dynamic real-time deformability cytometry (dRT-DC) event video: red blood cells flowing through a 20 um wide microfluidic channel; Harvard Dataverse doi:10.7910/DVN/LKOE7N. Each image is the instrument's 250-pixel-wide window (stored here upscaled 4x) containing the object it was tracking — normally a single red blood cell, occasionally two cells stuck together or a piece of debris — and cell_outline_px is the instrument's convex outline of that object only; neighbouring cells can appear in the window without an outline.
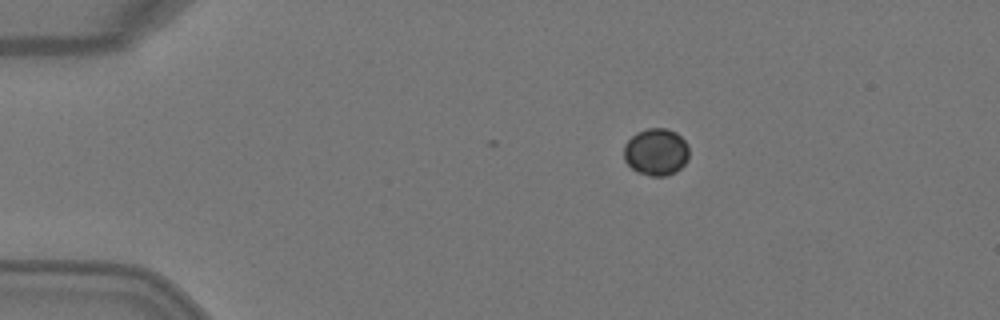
{"species": "Egyptian fruit bat (a non-hibernating species)", "species_latin": "Rousettus aegyptiacus", "temperature_condition": "warm", "stored_images_in_passage": 3, "camera_frame_rate_fps": 3000, "um_per_image_px": 0.085, "animal": {"sex": "female"}, "frame": {"image": 1, "passage_image": 3, "time_ms": 0.667, "image_size_px": [1000, 320], "cell_outline_px": [[688, 160], [676, 172], [664, 176], [648, 176], [636, 172], [624, 160], [624, 144], [636, 132], [648, 128], [668, 128], [676, 132], [688, 144]], "centroid_in_image_um": [55.76, 12.91], "position_along_channel_um": 29.2, "area_um2": 18.09}}